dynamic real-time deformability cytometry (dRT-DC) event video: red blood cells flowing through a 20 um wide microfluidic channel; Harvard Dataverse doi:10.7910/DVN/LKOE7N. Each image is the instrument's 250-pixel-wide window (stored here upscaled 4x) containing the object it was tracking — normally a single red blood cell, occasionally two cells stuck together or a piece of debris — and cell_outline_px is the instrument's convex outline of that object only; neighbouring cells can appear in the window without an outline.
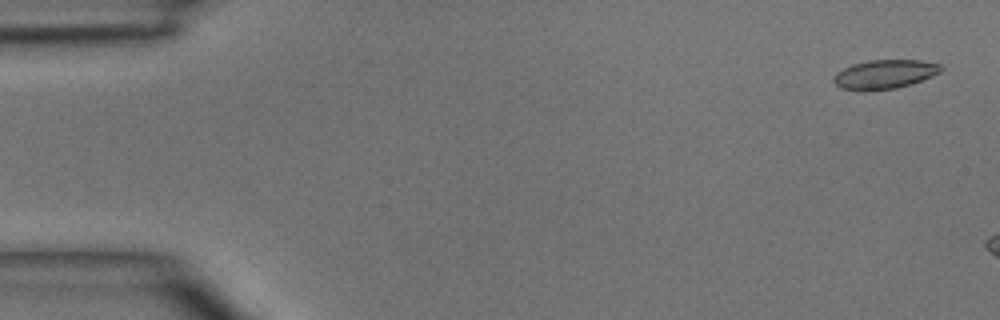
{"species": "common noctule bat (a hibernating species)", "species_latin": "Nyctalus noctula", "temperature_condition": "room temperature", "stored_images_in_passage": 2, "camera_frame_rate_fps": 3000, "um_per_image_px": 0.085, "animal": {"sex": "male", "body_mass_g": 15.6}, "frame": {"image": 1, "passage_image": 1, "time_ms": 0.0, "image_size_px": [1000, 320], "cell_outline_px": [[944, 68], [940, 72], [932, 76], [896, 88], [864, 92], [840, 88], [832, 80], [836, 72], [852, 64], [868, 60], [920, 60], [940, 64]], "centroid_in_image_um": [75.15, 6.32], "position_along_channel_um": 9.8, "area_um2": 18.26}}